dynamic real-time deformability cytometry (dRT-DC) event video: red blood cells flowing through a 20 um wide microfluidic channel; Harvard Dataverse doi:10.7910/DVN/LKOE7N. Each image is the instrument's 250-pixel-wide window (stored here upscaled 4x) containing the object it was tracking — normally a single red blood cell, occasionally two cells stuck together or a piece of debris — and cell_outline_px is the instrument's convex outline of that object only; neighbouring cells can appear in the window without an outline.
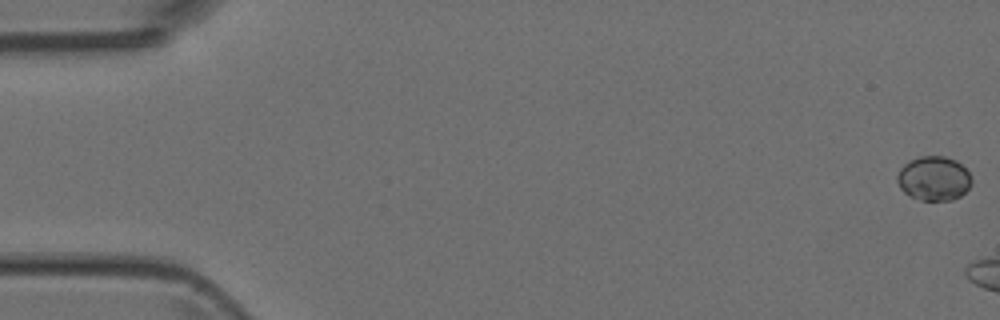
{"species": "Egyptian fruit bat (a non-hibernating species)", "species_latin": "Rousettus aegyptiacus", "temperature_condition": "room temperature", "stored_images_in_passage": 5, "camera_frame_rate_fps": 3000, "um_per_image_px": 0.085, "animal": {"sex": "female"}, "frame": {"image": 1, "passage_image": 1, "time_ms": 0.0, "image_size_px": [1000, 320], "cell_outline_px": [[972, 184], [960, 196], [952, 200], [920, 200], [904, 192], [900, 188], [896, 180], [896, 176], [900, 168], [908, 160], [920, 156], [944, 156], [956, 160], [968, 172], [972, 180]], "centroid_in_image_um": [79.35, 15.16], "position_along_channel_um": 5.6, "area_um2": 19.25}}